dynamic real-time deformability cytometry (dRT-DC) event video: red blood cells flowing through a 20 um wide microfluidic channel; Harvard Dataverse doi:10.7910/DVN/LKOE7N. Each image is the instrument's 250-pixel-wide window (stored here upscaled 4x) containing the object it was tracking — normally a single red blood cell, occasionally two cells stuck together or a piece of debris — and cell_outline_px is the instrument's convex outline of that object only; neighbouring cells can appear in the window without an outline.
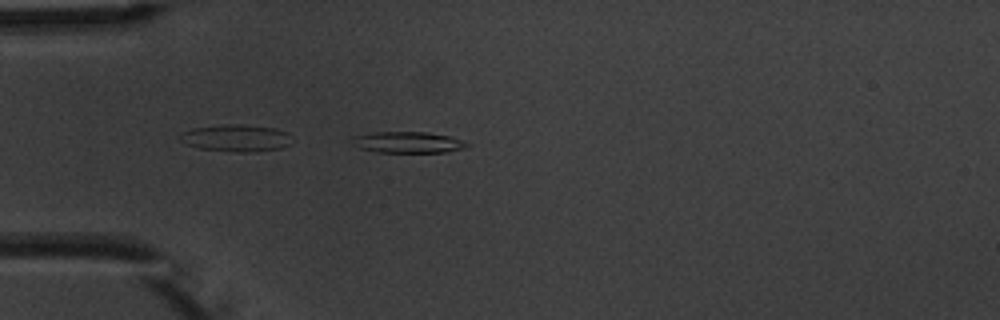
{"species": "common noctule bat (a hibernating species)", "species_latin": "Nyctalus noctula", "temperature_condition": "warm", "stored_images_in_passage": 6, "camera_frame_rate_fps": 3000, "um_per_image_px": 0.085, "animal": {"sex": "male", "body_mass_g": 20.1, "forearm_length_mm": 53.5}, "frame": {"image": 1, "passage_image": 5, "time_ms": 4.667, "image_size_px": [1000, 320], "cell_outline_px": [[468, 144], [464, 148], [448, 152], [376, 152], [360, 148], [352, 144], [348, 140], [352, 136], [376, 132], [428, 132], [448, 136], [460, 140]], "centroid_in_image_um": [34.58, 12.09], "position_along_channel_um": 50.4, "area_um2": 14.16}}